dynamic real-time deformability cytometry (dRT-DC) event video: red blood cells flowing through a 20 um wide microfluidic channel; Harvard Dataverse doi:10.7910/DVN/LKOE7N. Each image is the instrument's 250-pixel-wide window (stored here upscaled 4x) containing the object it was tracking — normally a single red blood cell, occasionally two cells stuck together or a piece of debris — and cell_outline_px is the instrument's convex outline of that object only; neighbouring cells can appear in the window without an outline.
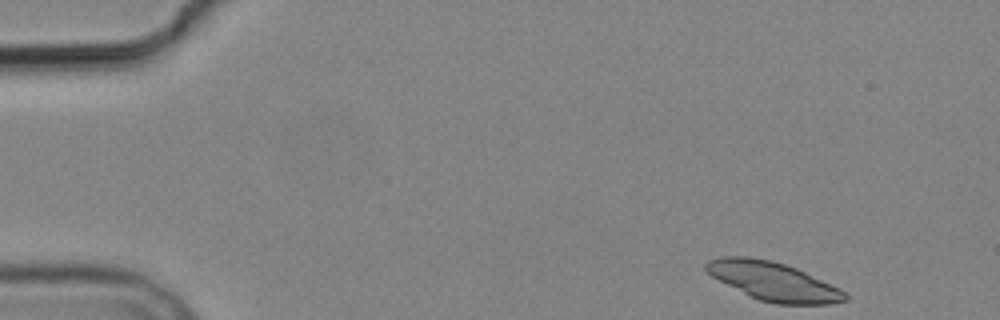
{"species": "common noctule bat (a hibernating species)", "species_latin": "Nyctalus noctula", "temperature_condition": "cold", "stored_images_in_passage": 3, "camera_frame_rate_fps": 3000, "um_per_image_px": 0.085, "animal": {"sex": "male", "body_mass_g": 19.2, "forearm_length_mm": 51.8}, "frame": {"image": 1, "passage_image": 1, "time_ms": 0.0, "image_size_px": [1000, 320], "cell_outline_px": [[848, 300], [828, 304], [776, 304], [760, 300], [712, 276], [704, 268], [704, 264], [708, 260], [720, 256], [748, 256], [772, 260], [796, 268], [840, 288], [848, 296]], "centroid_in_image_um": [65.74, 23.89], "position_along_channel_um": 19.3, "area_um2": 30.87}}